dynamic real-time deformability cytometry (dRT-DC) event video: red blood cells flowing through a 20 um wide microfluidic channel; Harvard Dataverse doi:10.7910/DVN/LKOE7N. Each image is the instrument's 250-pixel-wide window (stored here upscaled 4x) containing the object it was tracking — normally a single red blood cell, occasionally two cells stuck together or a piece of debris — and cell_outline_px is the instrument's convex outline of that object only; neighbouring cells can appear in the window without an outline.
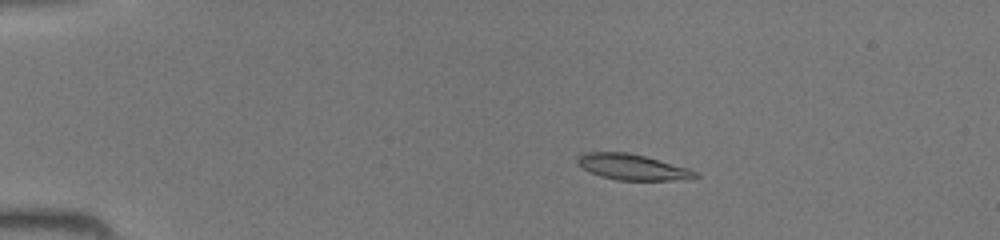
{"species": "common noctule bat (a hibernating species)", "species_latin": "Nyctalus noctula", "temperature_condition": "room temperature", "stored_images_in_passage": 45, "camera_frame_rate_fps": 3000, "um_per_image_px": 0.085, "animal": {"sex": "female", "body_mass_g": 19.5, "forearm_length_mm": 54.1}, "frame": {"image": 1, "passage_image": 9, "time_ms": 2.667, "image_size_px": [1000, 240], "cell_outline_px": [[700, 176], [672, 180], [616, 180], [600, 176], [576, 164], [576, 160], [584, 152], [628, 152], [644, 156], [688, 168], [696, 172]], "centroid_in_image_um": [53.71, 14.19], "position_along_channel_um": 31.3, "area_um2": 17.4}}
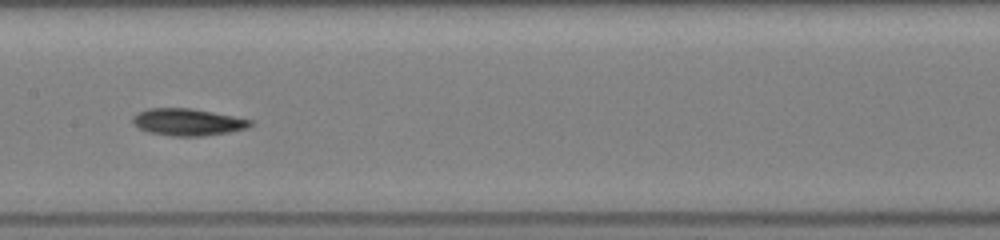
{"frame": {"image": 2, "passage_image": 24, "time_ms": 7.667, "image_size_px": [1000, 240], "cell_outline_px": [[252, 124], [248, 128], [228, 132], [204, 136], [172, 136], [148, 132], [132, 124], [132, 116], [136, 112], [148, 108], [192, 108], [252, 120]], "centroid_in_image_um": [15.91, 10.37], "position_along_channel_um": 191.5, "area_um2": 18.55}}
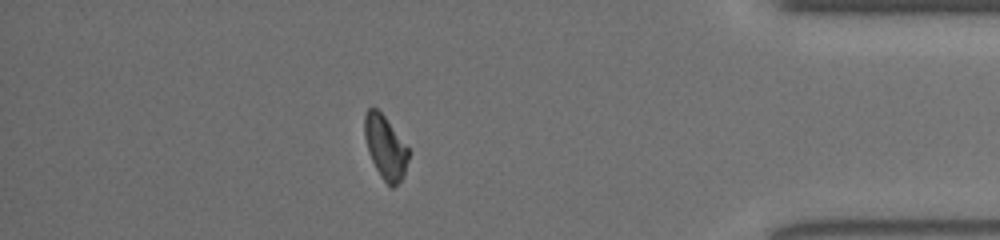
{"frame": {"image": 3, "passage_image": 40, "time_ms": 13.0, "image_size_px": [1000, 240], "cell_outline_px": [[412, 152], [404, 172], [400, 180], [392, 188], [380, 176], [372, 160], [364, 136], [364, 116], [368, 108], [376, 108], [384, 116]], "centroid_in_image_um": [32.77, 12.51], "position_along_channel_um": 402.4, "area_um2": 16.07}}